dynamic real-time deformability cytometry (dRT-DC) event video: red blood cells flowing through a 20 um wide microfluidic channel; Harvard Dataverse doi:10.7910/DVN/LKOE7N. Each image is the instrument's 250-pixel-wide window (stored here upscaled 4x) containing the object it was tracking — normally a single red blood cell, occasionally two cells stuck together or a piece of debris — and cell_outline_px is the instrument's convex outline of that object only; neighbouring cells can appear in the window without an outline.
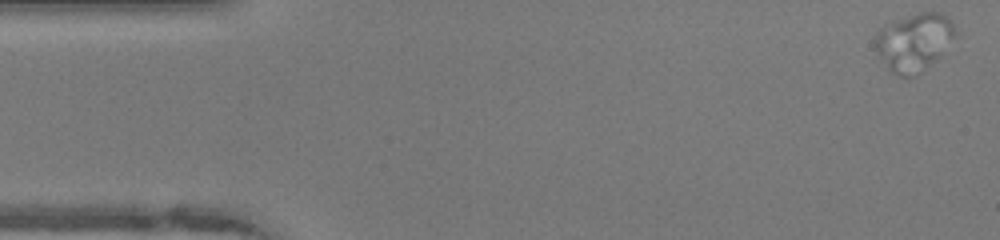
{"species": "human", "species_latin": "Homo sapiens", "temperature_condition": "warm", "stored_images_in_passage": 14, "camera_frame_rate_fps": 3000, "um_per_image_px": 0.085, "donor": {"sex": "female"}, "frame": {"image": 1, "passage_image": 1, "time_ms": 0.0, "image_size_px": [1000, 240], "cell_outline_px": [[952, 36], [940, 56], [924, 68], [912, 76], [900, 76], [892, 72], [888, 68], [876, 52], [876, 36], [884, 28], [900, 20], [920, 12], [940, 12], [952, 24]], "centroid_in_image_um": [77.66, 3.6], "position_along_channel_um": 7.3, "area_um2": 25.26}}